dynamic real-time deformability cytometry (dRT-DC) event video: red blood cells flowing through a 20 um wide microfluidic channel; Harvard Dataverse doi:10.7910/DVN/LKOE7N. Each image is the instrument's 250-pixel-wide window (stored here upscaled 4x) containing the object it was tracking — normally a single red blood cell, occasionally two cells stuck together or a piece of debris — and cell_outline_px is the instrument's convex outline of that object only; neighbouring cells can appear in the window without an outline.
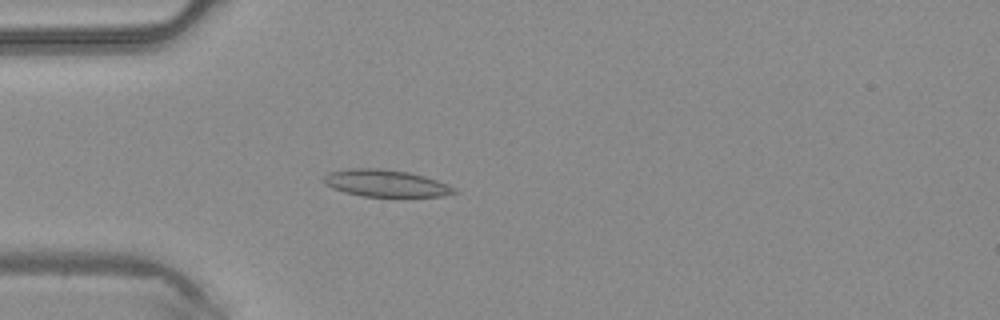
{"species": "common noctule bat (a hibernating species)", "species_latin": "Nyctalus noctula", "temperature_condition": "warm", "stored_images_in_passage": 33, "camera_frame_rate_fps": 3000, "um_per_image_px": 0.085, "animal": {"sex": "male", "body_mass_g": 20.4}, "frame": {"image": 1, "passage_image": 12, "time_ms": 3.667, "image_size_px": [1000, 320], "cell_outline_px": [[460, 192], [444, 196], [360, 196], [344, 192], [332, 188], [324, 184], [324, 176], [328, 172], [348, 168], [384, 168], [408, 172], [424, 176], [448, 184], [456, 188]], "centroid_in_image_um": [32.79, 15.57], "position_along_channel_um": 52.2, "area_um2": 20.69}}
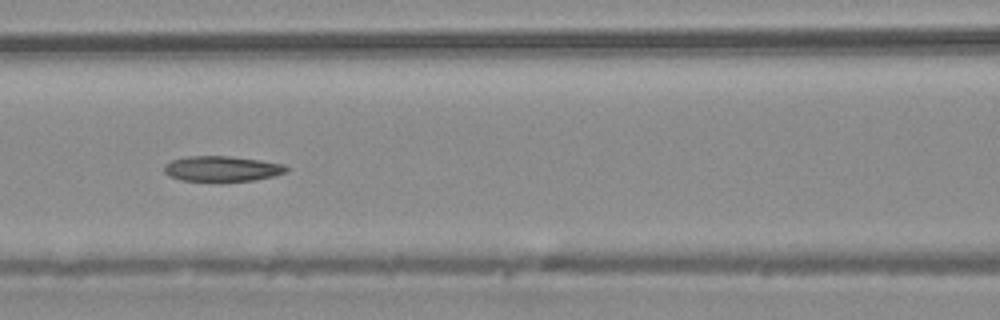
{"frame": {"image": 2, "passage_image": 19, "time_ms": 6.0, "image_size_px": [1000, 320], "cell_outline_px": [[288, 168], [284, 172], [272, 176], [256, 180], [180, 180], [168, 176], [164, 172], [164, 164], [172, 160], [188, 156], [228, 156], [260, 160], [284, 164]], "centroid_in_image_um": [18.83, 14.32], "position_along_channel_um": 147.8, "area_um2": 17.74}}
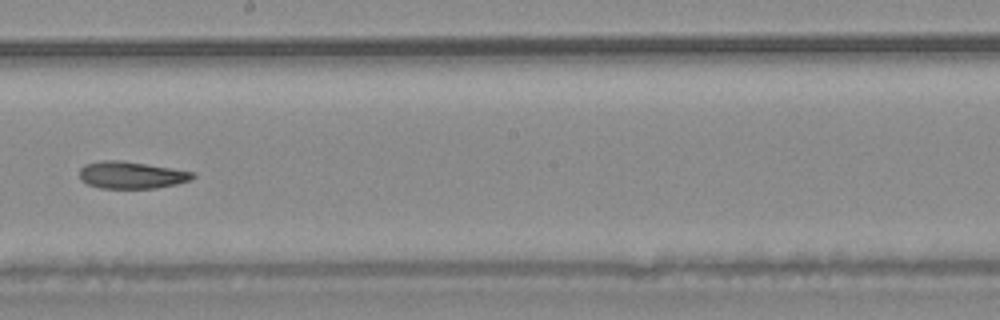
{"frame": {"image": 3, "passage_image": 25, "time_ms": 8.0, "image_size_px": [1000, 320], "cell_outline_px": [[196, 176], [192, 180], [176, 184], [156, 188], [100, 188], [88, 184], [80, 180], [80, 168], [84, 164], [100, 160], [120, 160], [148, 164], [196, 172]], "centroid_in_image_um": [11.19, 14.87], "position_along_channel_um": 237.0, "area_um2": 18.09}}